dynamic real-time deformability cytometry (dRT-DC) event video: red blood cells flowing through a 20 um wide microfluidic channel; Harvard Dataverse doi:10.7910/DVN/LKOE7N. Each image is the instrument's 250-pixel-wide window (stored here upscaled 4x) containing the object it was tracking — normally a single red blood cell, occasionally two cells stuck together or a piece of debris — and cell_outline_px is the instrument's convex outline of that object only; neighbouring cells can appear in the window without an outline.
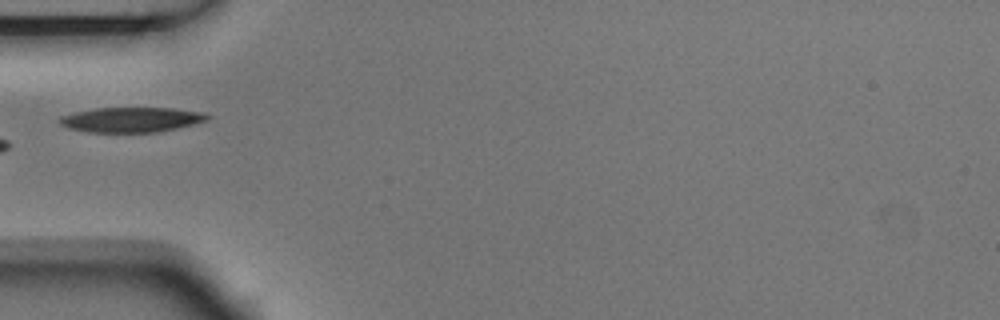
{"species": "Egyptian fruit bat (a non-hibernating species)", "species_latin": "Rousettus aegyptiacus", "temperature_condition": "room temperature", "stored_images_in_passage": 6, "camera_frame_rate_fps": 3000, "um_per_image_px": 0.085, "animal": {"sex": "male"}, "frame": {"image": 1, "passage_image": 6, "time_ms": 1.667, "image_size_px": [1000, 320], "cell_outline_px": [[212, 116], [208, 120], [196, 124], [156, 132], [88, 132], [68, 128], [60, 124], [56, 120], [60, 116], [76, 112], [96, 108], [172, 108], [204, 112]], "centroid_in_image_um": [11.18, 10.17], "position_along_channel_um": 73.8, "area_um2": 21.62}}